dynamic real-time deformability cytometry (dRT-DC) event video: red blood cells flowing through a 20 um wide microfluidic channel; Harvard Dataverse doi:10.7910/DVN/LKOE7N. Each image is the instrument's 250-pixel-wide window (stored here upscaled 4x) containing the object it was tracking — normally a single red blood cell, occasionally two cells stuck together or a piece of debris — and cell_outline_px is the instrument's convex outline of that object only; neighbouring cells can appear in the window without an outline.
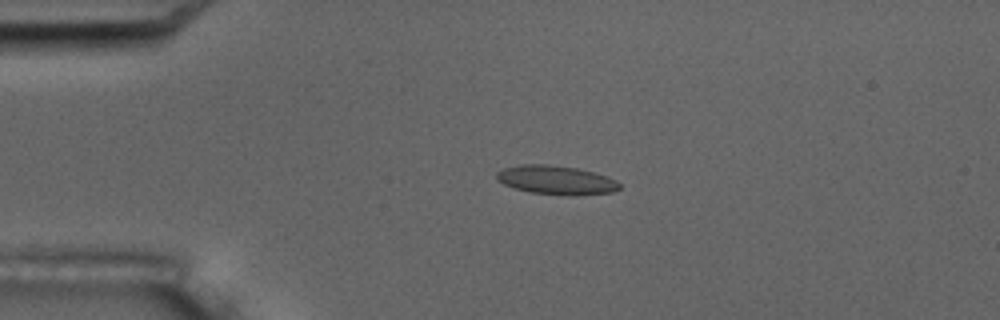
{"species": "common noctule bat (a hibernating species)", "species_latin": "Nyctalus noctula", "temperature_condition": "room temperature", "stored_images_in_passage": 5, "camera_frame_rate_fps": 3000, "um_per_image_px": 0.085, "animal": {"sex": "male", "body_mass_g": 17.5, "forearm_length_mm": 52.3}, "frame": {"image": 1, "passage_image": 4, "time_ms": 3.667, "image_size_px": [1000, 320], "cell_outline_px": [[620, 188], [612, 192], [576, 196], [532, 192], [516, 188], [504, 184], [496, 180], [496, 172], [504, 168], [520, 164], [548, 164], [576, 168], [592, 172], [616, 180], [620, 184]], "centroid_in_image_um": [47.26, 15.3], "position_along_channel_um": 37.7, "area_um2": 20.52}}